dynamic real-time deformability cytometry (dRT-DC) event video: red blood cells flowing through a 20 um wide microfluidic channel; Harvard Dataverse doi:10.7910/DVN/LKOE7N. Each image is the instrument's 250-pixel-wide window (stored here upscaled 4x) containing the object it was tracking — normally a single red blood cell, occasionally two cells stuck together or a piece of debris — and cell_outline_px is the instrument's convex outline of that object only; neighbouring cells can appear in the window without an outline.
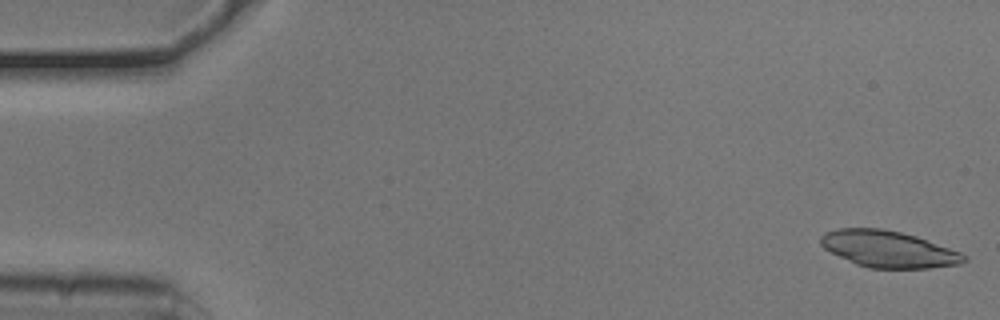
{"species": "common noctule bat (a hibernating species)", "species_latin": "Nyctalus noctula", "temperature_condition": "cold", "stored_images_in_passage": 51, "camera_frame_rate_fps": 3000, "um_per_image_px": 0.085, "animal": {"sex": "male", "body_mass_g": 20.5, "forearm_length_mm": 52.5}, "frame": {"image": 1, "passage_image": 1, "time_ms": 0.0, "image_size_px": [1000, 320], "cell_outline_px": [[968, 260], [960, 264], [928, 268], [868, 268], [856, 264], [824, 248], [820, 244], [820, 236], [824, 232], [840, 228], [884, 228], [916, 236], [960, 252], [968, 256]], "centroid_in_image_um": [75.52, 21.17], "position_along_channel_um": 9.5, "area_um2": 30.46}}